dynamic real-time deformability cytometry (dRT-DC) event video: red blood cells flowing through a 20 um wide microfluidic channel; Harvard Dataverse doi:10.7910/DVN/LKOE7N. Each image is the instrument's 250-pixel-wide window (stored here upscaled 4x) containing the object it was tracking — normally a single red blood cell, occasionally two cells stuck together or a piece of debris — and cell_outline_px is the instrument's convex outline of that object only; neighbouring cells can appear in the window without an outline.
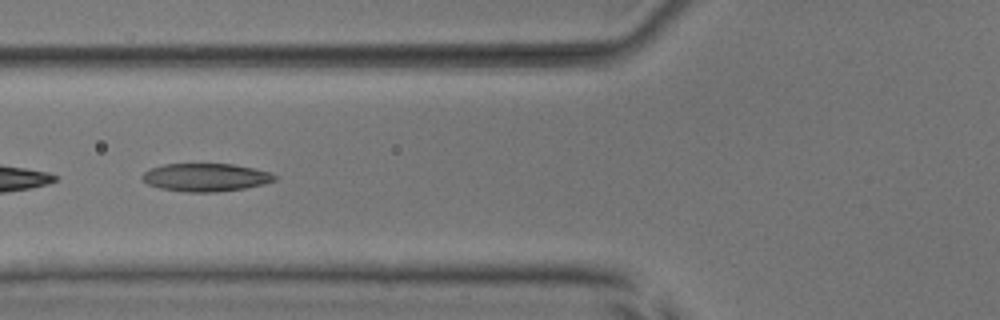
{"species": "common noctule bat (a hibernating species)", "species_latin": "Nyctalus noctula", "temperature_condition": "room temperature", "stored_images_in_passage": 28, "camera_frame_rate_fps": 3000, "um_per_image_px": 0.085, "animal": {"sex": "male", "body_mass_g": 17.9, "forearm_length_mm": 54.2}, "frame": {"image": 1, "passage_image": 9, "time_ms": 2.667, "image_size_px": [1000, 320], "cell_outline_px": [[276, 180], [264, 184], [244, 188], [216, 192], [184, 192], [160, 188], [148, 184], [140, 176], [144, 172], [152, 168], [164, 164], [232, 164], [252, 168], [268, 172], [276, 176]], "centroid_in_image_um": [17.46, 15.08], "position_along_channel_um": 108.3, "area_um2": 21.44}}